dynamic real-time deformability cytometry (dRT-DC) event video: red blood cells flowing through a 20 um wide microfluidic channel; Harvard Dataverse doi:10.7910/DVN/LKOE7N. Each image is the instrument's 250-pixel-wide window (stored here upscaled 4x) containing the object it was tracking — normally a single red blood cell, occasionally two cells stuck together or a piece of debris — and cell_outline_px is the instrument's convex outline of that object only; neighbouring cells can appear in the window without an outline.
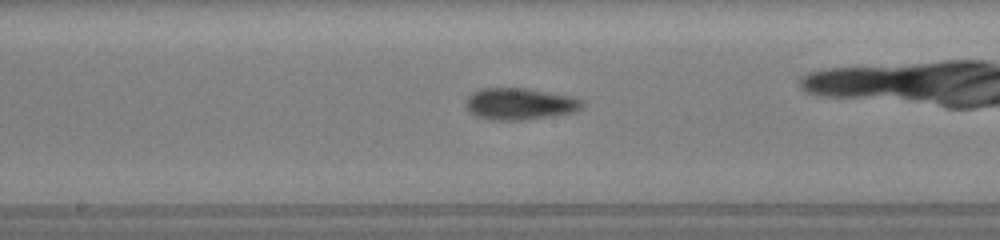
{"species": "common noctule bat (a hibernating species)", "species_latin": "Nyctalus noctula", "temperature_condition": "room temperature", "stored_images_in_passage": 36, "camera_frame_rate_fps": 3000, "um_per_image_px": 0.085, "animal": {"sex": "female", "body_mass_g": 19.5, "forearm_length_mm": 54.1}, "frame": {"image": 1, "passage_image": 11, "time_ms": 3.333, "image_size_px": [1000, 240], "cell_outline_px": [[584, 104], [580, 108], [572, 112], [552, 116], [520, 120], [488, 120], [476, 116], [464, 104], [468, 96], [484, 88], [520, 88], [568, 96], [584, 100]], "centroid_in_image_um": [44.15, 8.84], "position_along_channel_um": 204.0, "area_um2": 21.04}}
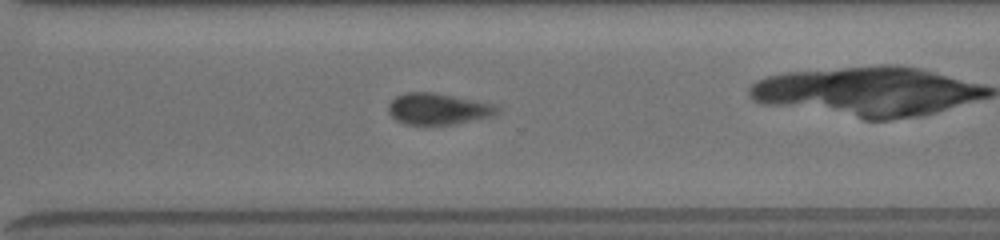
{"frame": {"image": 2, "passage_image": 21, "time_ms": 6.667, "image_size_px": [1000, 240], "cell_outline_px": [[500, 112], [492, 116], [480, 120], [448, 124], [404, 124], [396, 120], [388, 112], [388, 108], [392, 100], [396, 96], [404, 92], [432, 92], [492, 104], [500, 108]], "centroid_in_image_um": [37.24, 9.26], "position_along_channel_um": 333.4, "area_um2": 19.71}, "authors_computed_cell_mechanics": {"area_um2": 20.23, "velocity_mm_per_s": 3.8945, "shape_relaxation_time_tau1_ms": 0.239, "shape_relaxation_time_tau2_ms": 2.4158, "deformation_change_tau1": 0.222, "deformation_change_tau2": 0.0726}}